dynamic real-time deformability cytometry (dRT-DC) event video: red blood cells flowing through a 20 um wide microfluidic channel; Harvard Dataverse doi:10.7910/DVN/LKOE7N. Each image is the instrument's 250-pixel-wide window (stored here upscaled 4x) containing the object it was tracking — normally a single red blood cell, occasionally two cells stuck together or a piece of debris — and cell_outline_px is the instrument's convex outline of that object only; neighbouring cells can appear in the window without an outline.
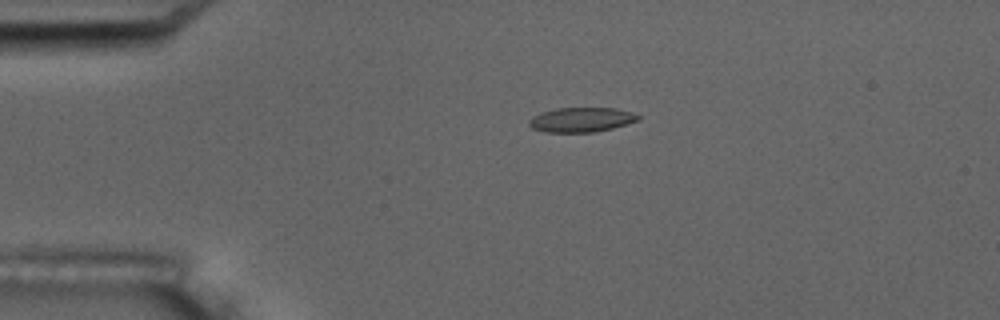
{"species": "common noctule bat (a hibernating species)", "species_latin": "Nyctalus noctula", "temperature_condition": "room temperature", "stored_images_in_passage": 7, "camera_frame_rate_fps": 3000, "um_per_image_px": 0.085, "animal": {"sex": "male", "body_mass_g": 17.5, "forearm_length_mm": 52.3}, "frame": {"image": 1, "passage_image": 4, "time_ms": 3.667, "image_size_px": [1000, 320], "cell_outline_px": [[640, 120], [612, 128], [596, 132], [544, 132], [532, 128], [528, 124], [528, 120], [532, 116], [540, 112], [556, 108], [616, 108], [632, 112], [640, 116]], "centroid_in_image_um": [49.39, 10.17], "position_along_channel_um": 35.6, "area_um2": 15.78}}